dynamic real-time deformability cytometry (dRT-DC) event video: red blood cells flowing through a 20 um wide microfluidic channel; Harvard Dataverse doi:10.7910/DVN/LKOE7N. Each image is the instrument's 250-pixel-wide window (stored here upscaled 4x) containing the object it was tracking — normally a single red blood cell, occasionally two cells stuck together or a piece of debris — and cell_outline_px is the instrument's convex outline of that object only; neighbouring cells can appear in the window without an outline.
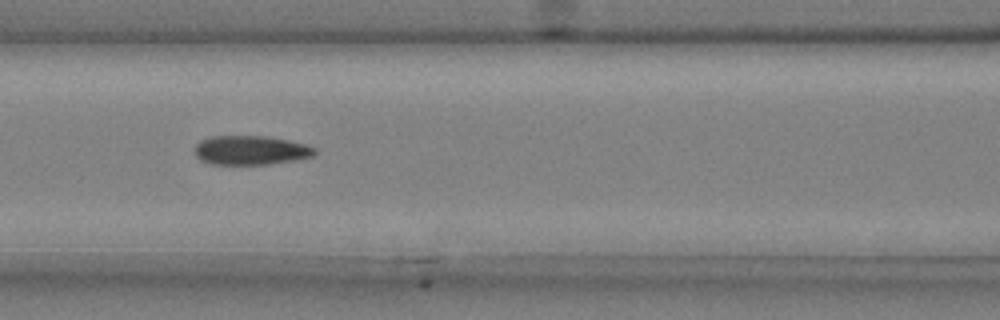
{"species": "common noctule bat (a hibernating species)", "species_latin": "Nyctalus noctula", "temperature_condition": "cold", "stored_images_in_passage": 18, "camera_frame_rate_fps": 3000, "um_per_image_px": 0.085, "animal": {"sex": "male", "body_mass_g": 20.4}, "frame": {"image": 1, "passage_image": 11, "time_ms": 3.333, "image_size_px": [1000, 320], "cell_outline_px": [[316, 152], [312, 156], [296, 160], [268, 164], [212, 164], [200, 160], [196, 156], [196, 144], [200, 140], [212, 136], [268, 136], [308, 144], [316, 148]], "centroid_in_image_um": [21.34, 12.76], "position_along_channel_um": 145.3, "area_um2": 20.46}}